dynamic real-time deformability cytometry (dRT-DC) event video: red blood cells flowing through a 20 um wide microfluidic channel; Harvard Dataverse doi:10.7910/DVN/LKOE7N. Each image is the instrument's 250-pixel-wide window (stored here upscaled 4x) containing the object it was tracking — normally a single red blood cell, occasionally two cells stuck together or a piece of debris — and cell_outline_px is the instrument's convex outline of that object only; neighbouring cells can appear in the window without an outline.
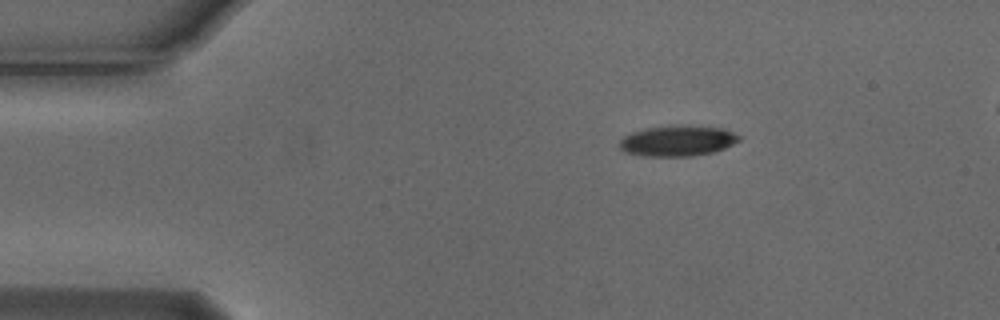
{"species": "Egyptian fruit bat (a non-hibernating species)", "species_latin": "Rousettus aegyptiacus", "temperature_condition": "cold", "stored_images_in_passage": 4, "camera_frame_rate_fps": 3000, "um_per_image_px": 0.085, "animal": {"sex": "male"}, "frame": {"image": 1, "passage_image": 1, "time_ms": 0.0, "image_size_px": [1000, 320], "cell_outline_px": [[740, 140], [724, 148], [712, 152], [692, 156], [644, 156], [624, 152], [620, 148], [620, 140], [624, 136], [632, 132], [648, 128], [724, 128], [740, 136]], "centroid_in_image_um": [57.56, 12.02], "position_along_channel_um": 27.4, "area_um2": 20.29}}
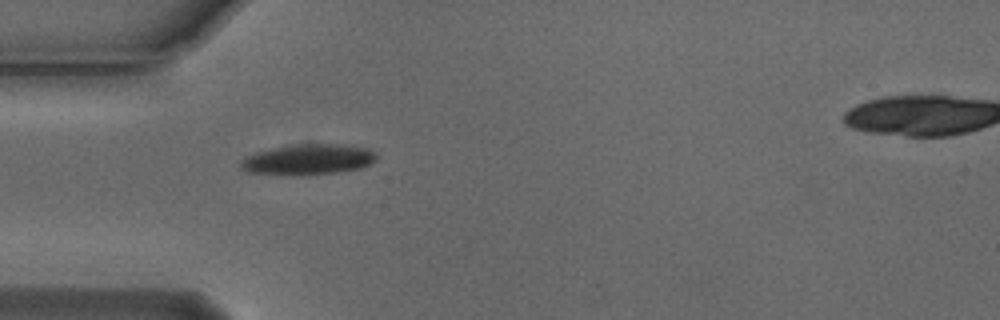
{"frame": {"image": 2, "passage_image": 3, "time_ms": 0.667, "image_size_px": [1000, 320], "cell_outline_px": [[376, 160], [360, 168], [336, 172], [300, 176], [280, 176], [248, 172], [240, 168], [240, 160], [244, 156], [256, 152], [292, 144], [352, 144], [376, 152]], "centroid_in_image_um": [26.13, 13.57], "position_along_channel_um": 58.9, "area_um2": 24.68}}